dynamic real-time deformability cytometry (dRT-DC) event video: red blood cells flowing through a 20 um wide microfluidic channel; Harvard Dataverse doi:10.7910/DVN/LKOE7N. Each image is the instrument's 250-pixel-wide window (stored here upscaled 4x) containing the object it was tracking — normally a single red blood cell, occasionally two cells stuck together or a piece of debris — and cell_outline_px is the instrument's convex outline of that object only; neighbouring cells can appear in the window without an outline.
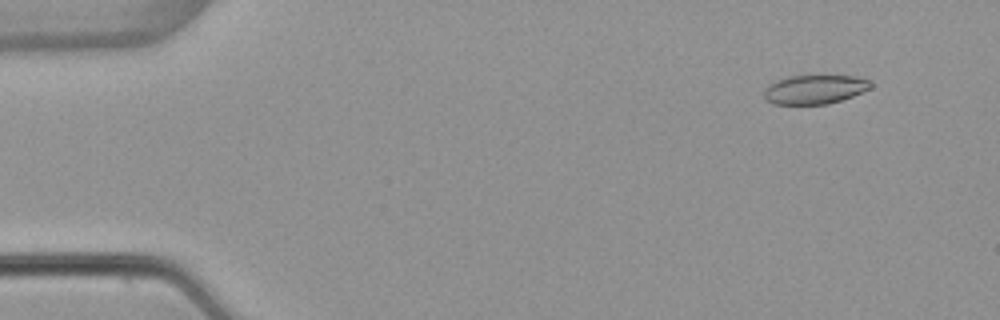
{"species": "common noctule bat (a hibernating species)", "species_latin": "Nyctalus noctula", "temperature_condition": "warm", "stored_images_in_passage": 54, "camera_frame_rate_fps": 3000, "um_per_image_px": 0.085, "animal": {"sex": "female", "body_mass_g": 22.7, "forearm_length_mm": 54.2}, "frame": {"image": 1, "passage_image": 5, "time_ms": 1.333, "image_size_px": [1000, 320], "cell_outline_px": [[872, 88], [852, 96], [828, 104], [772, 104], [764, 100], [764, 88], [768, 84], [776, 80], [788, 76], [856, 76], [868, 80], [872, 84]], "centroid_in_image_um": [69.2, 7.6], "position_along_channel_um": 15.8, "area_um2": 18.15}}
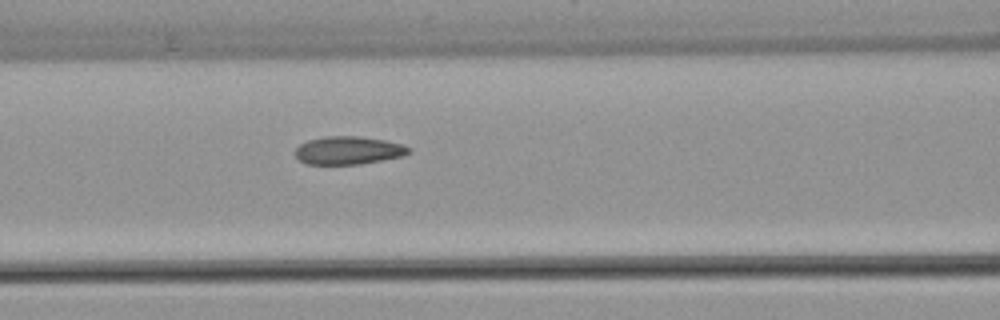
{"frame": {"image": 2, "passage_image": 23, "time_ms": 7.333, "image_size_px": [1000, 320], "cell_outline_px": [[412, 152], [404, 156], [360, 164], [308, 164], [300, 160], [296, 156], [296, 148], [300, 144], [308, 140], [324, 136], [360, 136], [384, 140], [404, 144], [412, 148]], "centroid_in_image_um": [29.67, 12.77], "position_along_channel_um": 136.9, "area_um2": 18.67}}
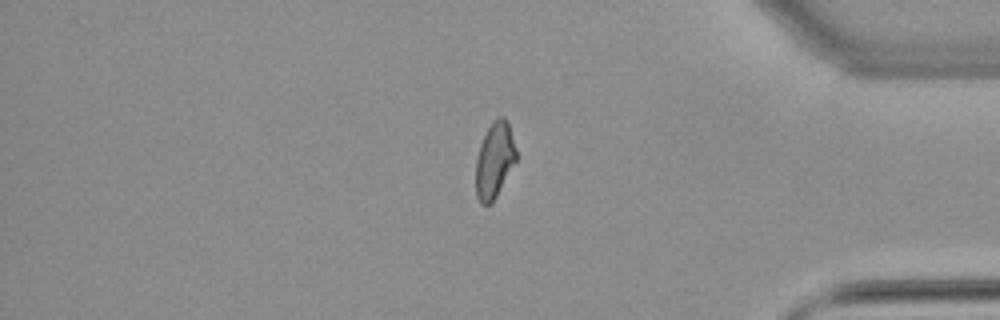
{"frame": {"image": 3, "passage_image": 45, "time_ms": 14.667, "image_size_px": [1000, 320], "cell_outline_px": [[516, 160], [492, 204], [480, 204], [476, 196], [476, 160], [480, 144], [492, 120], [500, 116], [504, 116], [508, 120], [516, 148]], "centroid_in_image_um": [42.03, 13.6], "position_along_channel_um": 393.2, "area_um2": 17.86}, "authors_computed_cell_mechanics": {"area_um2": 18.6116, "velocity_mm_per_s": 3.8518, "shape_relaxation_time_tau1_ms": null, "shape_relaxation_time_tau2_ms": 1.7987, "deformation_change_tau1": null, "deformation_change_tau2": 0.0833}}